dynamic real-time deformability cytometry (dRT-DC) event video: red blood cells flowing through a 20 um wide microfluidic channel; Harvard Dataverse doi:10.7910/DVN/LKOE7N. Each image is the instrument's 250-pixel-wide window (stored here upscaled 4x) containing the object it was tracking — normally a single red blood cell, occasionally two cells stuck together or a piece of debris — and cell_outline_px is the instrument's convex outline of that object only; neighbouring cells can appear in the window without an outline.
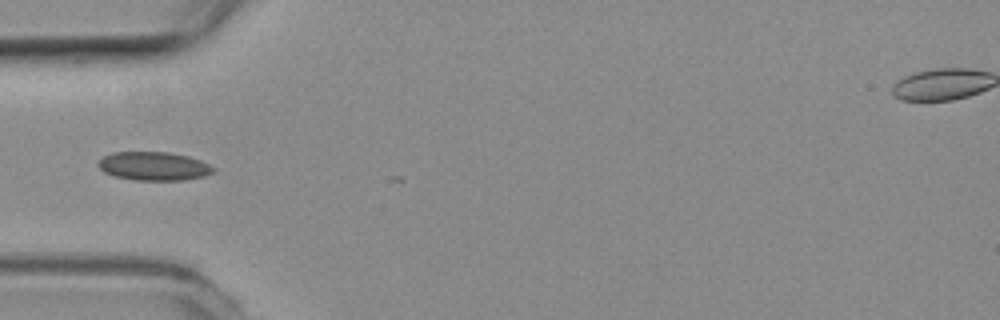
{"species": "common noctule bat (a hibernating species)", "species_latin": "Nyctalus noctula", "temperature_condition": "room temperature", "stored_images_in_passage": 11, "camera_frame_rate_fps": 3000, "um_per_image_px": 0.085, "animal": {"sex": "female", "body_mass_g": 19.3, "forearm_length_mm": 54.1}, "frame": {"image": 1, "passage_image": 1, "time_ms": 0.0, "image_size_px": [1000, 320], "cell_outline_px": [[216, 172], [204, 176], [184, 180], [136, 180], [112, 176], [104, 172], [96, 164], [104, 156], [112, 152], [168, 152], [188, 156], [200, 160], [216, 168]], "centroid_in_image_um": [13.08, 14.12], "position_along_channel_um": 71.9, "area_um2": 19.31}}